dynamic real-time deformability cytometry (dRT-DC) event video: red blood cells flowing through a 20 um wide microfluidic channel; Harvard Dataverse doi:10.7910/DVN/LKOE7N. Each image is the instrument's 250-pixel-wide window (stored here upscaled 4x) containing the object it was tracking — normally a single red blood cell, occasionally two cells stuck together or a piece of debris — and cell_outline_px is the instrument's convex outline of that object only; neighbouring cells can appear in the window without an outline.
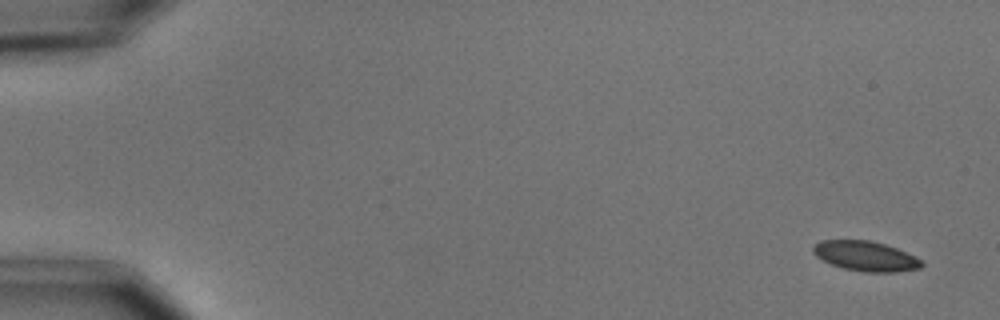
{"species": "common noctule bat (a hibernating species)", "species_latin": "Nyctalus noctula", "temperature_condition": "cold", "stored_images_in_passage": 4, "camera_frame_rate_fps": 3000, "um_per_image_px": 0.085, "animal": {"sex": "male", "body_mass_g": 15.6}, "frame": {"image": 1, "passage_image": 1, "time_ms": 0.0, "image_size_px": [1000, 320], "cell_outline_px": [[924, 264], [920, 268], [896, 272], [864, 272], [844, 268], [832, 264], [816, 256], [812, 252], [812, 248], [820, 240], [868, 240], [884, 244], [896, 248], [920, 260]], "centroid_in_image_um": [73.55, 21.77], "position_along_channel_um": 11.5, "area_um2": 18.61}}